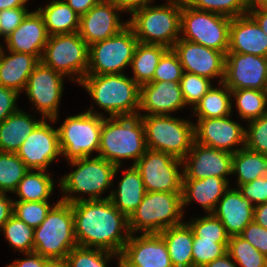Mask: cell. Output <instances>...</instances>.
I'll list each match as a JSON object with an SVG mask.
<instances>
[{"instance_id":"obj_1","label":"cell","mask_w":267,"mask_h":267,"mask_svg":"<svg viewBox=\"0 0 267 267\" xmlns=\"http://www.w3.org/2000/svg\"><path fill=\"white\" fill-rule=\"evenodd\" d=\"M71 205L78 246L99 248L120 255L131 233L128 218L111 200H81Z\"/></svg>"},{"instance_id":"obj_2","label":"cell","mask_w":267,"mask_h":267,"mask_svg":"<svg viewBox=\"0 0 267 267\" xmlns=\"http://www.w3.org/2000/svg\"><path fill=\"white\" fill-rule=\"evenodd\" d=\"M140 115L104 117L98 155L116 166L132 159L134 165L147 151ZM122 161V162H121Z\"/></svg>"},{"instance_id":"obj_3","label":"cell","mask_w":267,"mask_h":267,"mask_svg":"<svg viewBox=\"0 0 267 267\" xmlns=\"http://www.w3.org/2000/svg\"><path fill=\"white\" fill-rule=\"evenodd\" d=\"M67 163L76 169L60 177L58 187L65 194L60 200L71 204L81 200H104L101 195L113 187L114 177L121 168L99 156L76 159ZM79 193L88 194L89 198L79 197Z\"/></svg>"},{"instance_id":"obj_4","label":"cell","mask_w":267,"mask_h":267,"mask_svg":"<svg viewBox=\"0 0 267 267\" xmlns=\"http://www.w3.org/2000/svg\"><path fill=\"white\" fill-rule=\"evenodd\" d=\"M79 85L109 117L138 115L140 86L124 73L86 75Z\"/></svg>"},{"instance_id":"obj_5","label":"cell","mask_w":267,"mask_h":267,"mask_svg":"<svg viewBox=\"0 0 267 267\" xmlns=\"http://www.w3.org/2000/svg\"><path fill=\"white\" fill-rule=\"evenodd\" d=\"M163 5H147L135 10L128 25L139 43L161 44L168 48L180 39L183 0H167Z\"/></svg>"},{"instance_id":"obj_6","label":"cell","mask_w":267,"mask_h":267,"mask_svg":"<svg viewBox=\"0 0 267 267\" xmlns=\"http://www.w3.org/2000/svg\"><path fill=\"white\" fill-rule=\"evenodd\" d=\"M33 238L34 252L47 259L66 258L78 245L71 203L59 199L43 222L34 228Z\"/></svg>"},{"instance_id":"obj_7","label":"cell","mask_w":267,"mask_h":267,"mask_svg":"<svg viewBox=\"0 0 267 267\" xmlns=\"http://www.w3.org/2000/svg\"><path fill=\"white\" fill-rule=\"evenodd\" d=\"M182 192H146L128 218L131 234H159L183 223ZM182 219V220H181Z\"/></svg>"},{"instance_id":"obj_8","label":"cell","mask_w":267,"mask_h":267,"mask_svg":"<svg viewBox=\"0 0 267 267\" xmlns=\"http://www.w3.org/2000/svg\"><path fill=\"white\" fill-rule=\"evenodd\" d=\"M148 149L183 160L194 142V122L171 115H140Z\"/></svg>"},{"instance_id":"obj_9","label":"cell","mask_w":267,"mask_h":267,"mask_svg":"<svg viewBox=\"0 0 267 267\" xmlns=\"http://www.w3.org/2000/svg\"><path fill=\"white\" fill-rule=\"evenodd\" d=\"M67 117L59 126V146L67 162L90 157L99 151L103 119L106 115L93 110Z\"/></svg>"},{"instance_id":"obj_10","label":"cell","mask_w":267,"mask_h":267,"mask_svg":"<svg viewBox=\"0 0 267 267\" xmlns=\"http://www.w3.org/2000/svg\"><path fill=\"white\" fill-rule=\"evenodd\" d=\"M230 23L229 17L195 9L183 0L180 39L227 54Z\"/></svg>"},{"instance_id":"obj_11","label":"cell","mask_w":267,"mask_h":267,"mask_svg":"<svg viewBox=\"0 0 267 267\" xmlns=\"http://www.w3.org/2000/svg\"><path fill=\"white\" fill-rule=\"evenodd\" d=\"M41 61L64 76H71L69 80L80 83L88 71L89 45L78 32L52 35Z\"/></svg>"},{"instance_id":"obj_12","label":"cell","mask_w":267,"mask_h":267,"mask_svg":"<svg viewBox=\"0 0 267 267\" xmlns=\"http://www.w3.org/2000/svg\"><path fill=\"white\" fill-rule=\"evenodd\" d=\"M138 43L134 30L128 25L118 34L91 44L86 75L123 74L131 65Z\"/></svg>"},{"instance_id":"obj_13","label":"cell","mask_w":267,"mask_h":267,"mask_svg":"<svg viewBox=\"0 0 267 267\" xmlns=\"http://www.w3.org/2000/svg\"><path fill=\"white\" fill-rule=\"evenodd\" d=\"M182 167H181V166ZM146 192H182L183 161L167 153L147 149L134 164Z\"/></svg>"},{"instance_id":"obj_14","label":"cell","mask_w":267,"mask_h":267,"mask_svg":"<svg viewBox=\"0 0 267 267\" xmlns=\"http://www.w3.org/2000/svg\"><path fill=\"white\" fill-rule=\"evenodd\" d=\"M63 74L40 61L27 80L24 91L42 118L56 123L64 89Z\"/></svg>"},{"instance_id":"obj_15","label":"cell","mask_w":267,"mask_h":267,"mask_svg":"<svg viewBox=\"0 0 267 267\" xmlns=\"http://www.w3.org/2000/svg\"><path fill=\"white\" fill-rule=\"evenodd\" d=\"M223 83L230 90L267 91V57L227 52Z\"/></svg>"},{"instance_id":"obj_16","label":"cell","mask_w":267,"mask_h":267,"mask_svg":"<svg viewBox=\"0 0 267 267\" xmlns=\"http://www.w3.org/2000/svg\"><path fill=\"white\" fill-rule=\"evenodd\" d=\"M47 120L43 119L36 126L16 152L29 170H46L58 156H62L58 129Z\"/></svg>"},{"instance_id":"obj_17","label":"cell","mask_w":267,"mask_h":267,"mask_svg":"<svg viewBox=\"0 0 267 267\" xmlns=\"http://www.w3.org/2000/svg\"><path fill=\"white\" fill-rule=\"evenodd\" d=\"M230 117L197 118V123H194V141L232 154L245 147L246 128ZM238 145L240 148H236Z\"/></svg>"},{"instance_id":"obj_18","label":"cell","mask_w":267,"mask_h":267,"mask_svg":"<svg viewBox=\"0 0 267 267\" xmlns=\"http://www.w3.org/2000/svg\"><path fill=\"white\" fill-rule=\"evenodd\" d=\"M181 62L184 72L223 82L226 54L184 39L172 47Z\"/></svg>"},{"instance_id":"obj_19","label":"cell","mask_w":267,"mask_h":267,"mask_svg":"<svg viewBox=\"0 0 267 267\" xmlns=\"http://www.w3.org/2000/svg\"><path fill=\"white\" fill-rule=\"evenodd\" d=\"M232 153L193 142L183 161V179L219 177L229 181Z\"/></svg>"},{"instance_id":"obj_20","label":"cell","mask_w":267,"mask_h":267,"mask_svg":"<svg viewBox=\"0 0 267 267\" xmlns=\"http://www.w3.org/2000/svg\"><path fill=\"white\" fill-rule=\"evenodd\" d=\"M120 12L112 0H101L80 16L78 34L89 46L118 34L128 26V21L120 20Z\"/></svg>"},{"instance_id":"obj_21","label":"cell","mask_w":267,"mask_h":267,"mask_svg":"<svg viewBox=\"0 0 267 267\" xmlns=\"http://www.w3.org/2000/svg\"><path fill=\"white\" fill-rule=\"evenodd\" d=\"M130 234L120 254L119 266L173 267L164 239L159 234Z\"/></svg>"},{"instance_id":"obj_22","label":"cell","mask_w":267,"mask_h":267,"mask_svg":"<svg viewBox=\"0 0 267 267\" xmlns=\"http://www.w3.org/2000/svg\"><path fill=\"white\" fill-rule=\"evenodd\" d=\"M187 107L180 82L152 81L140 86L138 115H171ZM141 111L147 112L146 114Z\"/></svg>"},{"instance_id":"obj_23","label":"cell","mask_w":267,"mask_h":267,"mask_svg":"<svg viewBox=\"0 0 267 267\" xmlns=\"http://www.w3.org/2000/svg\"><path fill=\"white\" fill-rule=\"evenodd\" d=\"M48 38L43 16L35 10L4 41L7 51L32 54L41 61Z\"/></svg>"},{"instance_id":"obj_24","label":"cell","mask_w":267,"mask_h":267,"mask_svg":"<svg viewBox=\"0 0 267 267\" xmlns=\"http://www.w3.org/2000/svg\"><path fill=\"white\" fill-rule=\"evenodd\" d=\"M228 52L267 57V35L249 14L231 18Z\"/></svg>"},{"instance_id":"obj_25","label":"cell","mask_w":267,"mask_h":267,"mask_svg":"<svg viewBox=\"0 0 267 267\" xmlns=\"http://www.w3.org/2000/svg\"><path fill=\"white\" fill-rule=\"evenodd\" d=\"M213 214L230 236L239 235L253 221L254 205L242 196L238 188L229 187L218 201Z\"/></svg>"},{"instance_id":"obj_26","label":"cell","mask_w":267,"mask_h":267,"mask_svg":"<svg viewBox=\"0 0 267 267\" xmlns=\"http://www.w3.org/2000/svg\"><path fill=\"white\" fill-rule=\"evenodd\" d=\"M224 178L207 177L204 179H183L182 208L192 202H198L206 213H213L218 201L229 189V184Z\"/></svg>"},{"instance_id":"obj_27","label":"cell","mask_w":267,"mask_h":267,"mask_svg":"<svg viewBox=\"0 0 267 267\" xmlns=\"http://www.w3.org/2000/svg\"><path fill=\"white\" fill-rule=\"evenodd\" d=\"M0 49V86L16 90L19 94L26 87L27 80L40 60L32 54Z\"/></svg>"},{"instance_id":"obj_28","label":"cell","mask_w":267,"mask_h":267,"mask_svg":"<svg viewBox=\"0 0 267 267\" xmlns=\"http://www.w3.org/2000/svg\"><path fill=\"white\" fill-rule=\"evenodd\" d=\"M122 171L124 175L117 189H112L111 193L104 198L110 199L112 204L129 218L142 202L146 190L140 172L134 165Z\"/></svg>"},{"instance_id":"obj_29","label":"cell","mask_w":267,"mask_h":267,"mask_svg":"<svg viewBox=\"0 0 267 267\" xmlns=\"http://www.w3.org/2000/svg\"><path fill=\"white\" fill-rule=\"evenodd\" d=\"M20 108L0 123V152L16 153L24 140L44 119H33Z\"/></svg>"},{"instance_id":"obj_30","label":"cell","mask_w":267,"mask_h":267,"mask_svg":"<svg viewBox=\"0 0 267 267\" xmlns=\"http://www.w3.org/2000/svg\"><path fill=\"white\" fill-rule=\"evenodd\" d=\"M159 235L166 243L173 267H193V231L186 221L164 229Z\"/></svg>"},{"instance_id":"obj_31","label":"cell","mask_w":267,"mask_h":267,"mask_svg":"<svg viewBox=\"0 0 267 267\" xmlns=\"http://www.w3.org/2000/svg\"><path fill=\"white\" fill-rule=\"evenodd\" d=\"M37 10L43 16L49 36L78 32L80 15L64 0H52Z\"/></svg>"},{"instance_id":"obj_32","label":"cell","mask_w":267,"mask_h":267,"mask_svg":"<svg viewBox=\"0 0 267 267\" xmlns=\"http://www.w3.org/2000/svg\"><path fill=\"white\" fill-rule=\"evenodd\" d=\"M169 48L161 44L138 43L131 61L133 77L139 86L152 82L162 55Z\"/></svg>"},{"instance_id":"obj_33","label":"cell","mask_w":267,"mask_h":267,"mask_svg":"<svg viewBox=\"0 0 267 267\" xmlns=\"http://www.w3.org/2000/svg\"><path fill=\"white\" fill-rule=\"evenodd\" d=\"M267 173V155L246 147L232 155V175L236 174L237 187L264 177Z\"/></svg>"},{"instance_id":"obj_34","label":"cell","mask_w":267,"mask_h":267,"mask_svg":"<svg viewBox=\"0 0 267 267\" xmlns=\"http://www.w3.org/2000/svg\"><path fill=\"white\" fill-rule=\"evenodd\" d=\"M212 86L201 100L191 108L197 118H220L232 116L231 90L223 83ZM221 86V87H220Z\"/></svg>"},{"instance_id":"obj_35","label":"cell","mask_w":267,"mask_h":267,"mask_svg":"<svg viewBox=\"0 0 267 267\" xmlns=\"http://www.w3.org/2000/svg\"><path fill=\"white\" fill-rule=\"evenodd\" d=\"M54 183L48 170H29L13 192L19 198L15 201H48Z\"/></svg>"},{"instance_id":"obj_36","label":"cell","mask_w":267,"mask_h":267,"mask_svg":"<svg viewBox=\"0 0 267 267\" xmlns=\"http://www.w3.org/2000/svg\"><path fill=\"white\" fill-rule=\"evenodd\" d=\"M239 117L247 122L267 114V91L257 89L231 90Z\"/></svg>"},{"instance_id":"obj_37","label":"cell","mask_w":267,"mask_h":267,"mask_svg":"<svg viewBox=\"0 0 267 267\" xmlns=\"http://www.w3.org/2000/svg\"><path fill=\"white\" fill-rule=\"evenodd\" d=\"M227 253L237 267H267V256L239 235L230 236Z\"/></svg>"},{"instance_id":"obj_38","label":"cell","mask_w":267,"mask_h":267,"mask_svg":"<svg viewBox=\"0 0 267 267\" xmlns=\"http://www.w3.org/2000/svg\"><path fill=\"white\" fill-rule=\"evenodd\" d=\"M1 232L9 245L19 253L34 252V228L12 215L3 225Z\"/></svg>"},{"instance_id":"obj_39","label":"cell","mask_w":267,"mask_h":267,"mask_svg":"<svg viewBox=\"0 0 267 267\" xmlns=\"http://www.w3.org/2000/svg\"><path fill=\"white\" fill-rule=\"evenodd\" d=\"M28 171L16 153L0 152V193H13Z\"/></svg>"},{"instance_id":"obj_40","label":"cell","mask_w":267,"mask_h":267,"mask_svg":"<svg viewBox=\"0 0 267 267\" xmlns=\"http://www.w3.org/2000/svg\"><path fill=\"white\" fill-rule=\"evenodd\" d=\"M113 257L118 259L119 267L120 255L99 248L77 245L68 253L66 260L69 267H109L107 263L113 259Z\"/></svg>"},{"instance_id":"obj_41","label":"cell","mask_w":267,"mask_h":267,"mask_svg":"<svg viewBox=\"0 0 267 267\" xmlns=\"http://www.w3.org/2000/svg\"><path fill=\"white\" fill-rule=\"evenodd\" d=\"M189 6L229 18L248 14L249 0H184Z\"/></svg>"},{"instance_id":"obj_42","label":"cell","mask_w":267,"mask_h":267,"mask_svg":"<svg viewBox=\"0 0 267 267\" xmlns=\"http://www.w3.org/2000/svg\"><path fill=\"white\" fill-rule=\"evenodd\" d=\"M228 242L229 240L202 239L193 233V267H203L205 264L224 256L227 253Z\"/></svg>"},{"instance_id":"obj_43","label":"cell","mask_w":267,"mask_h":267,"mask_svg":"<svg viewBox=\"0 0 267 267\" xmlns=\"http://www.w3.org/2000/svg\"><path fill=\"white\" fill-rule=\"evenodd\" d=\"M49 201H14L13 215L33 228L38 227L55 205Z\"/></svg>"},{"instance_id":"obj_44","label":"cell","mask_w":267,"mask_h":267,"mask_svg":"<svg viewBox=\"0 0 267 267\" xmlns=\"http://www.w3.org/2000/svg\"><path fill=\"white\" fill-rule=\"evenodd\" d=\"M193 233L202 239L208 240H229L230 235L221 221L213 214L207 213L206 216L192 219L187 222Z\"/></svg>"},{"instance_id":"obj_45","label":"cell","mask_w":267,"mask_h":267,"mask_svg":"<svg viewBox=\"0 0 267 267\" xmlns=\"http://www.w3.org/2000/svg\"><path fill=\"white\" fill-rule=\"evenodd\" d=\"M211 82L209 78L183 72L180 87L185 104L194 107L212 87Z\"/></svg>"},{"instance_id":"obj_46","label":"cell","mask_w":267,"mask_h":267,"mask_svg":"<svg viewBox=\"0 0 267 267\" xmlns=\"http://www.w3.org/2000/svg\"><path fill=\"white\" fill-rule=\"evenodd\" d=\"M245 129V147L267 155V114L247 122Z\"/></svg>"},{"instance_id":"obj_47","label":"cell","mask_w":267,"mask_h":267,"mask_svg":"<svg viewBox=\"0 0 267 267\" xmlns=\"http://www.w3.org/2000/svg\"><path fill=\"white\" fill-rule=\"evenodd\" d=\"M183 68L177 54L169 48L161 57L152 81L180 82Z\"/></svg>"},{"instance_id":"obj_48","label":"cell","mask_w":267,"mask_h":267,"mask_svg":"<svg viewBox=\"0 0 267 267\" xmlns=\"http://www.w3.org/2000/svg\"><path fill=\"white\" fill-rule=\"evenodd\" d=\"M30 11L27 7L9 8L0 11V33L3 38L12 33Z\"/></svg>"},{"instance_id":"obj_49","label":"cell","mask_w":267,"mask_h":267,"mask_svg":"<svg viewBox=\"0 0 267 267\" xmlns=\"http://www.w3.org/2000/svg\"><path fill=\"white\" fill-rule=\"evenodd\" d=\"M236 188H238L242 196L245 199H248L254 206L267 203V188L264 177L258 178L249 183L241 184Z\"/></svg>"},{"instance_id":"obj_50","label":"cell","mask_w":267,"mask_h":267,"mask_svg":"<svg viewBox=\"0 0 267 267\" xmlns=\"http://www.w3.org/2000/svg\"><path fill=\"white\" fill-rule=\"evenodd\" d=\"M244 240L248 241L253 247L267 256V229L258 225L254 220L250 222L239 234Z\"/></svg>"},{"instance_id":"obj_51","label":"cell","mask_w":267,"mask_h":267,"mask_svg":"<svg viewBox=\"0 0 267 267\" xmlns=\"http://www.w3.org/2000/svg\"><path fill=\"white\" fill-rule=\"evenodd\" d=\"M19 96L16 90L0 86V123L19 109L16 104Z\"/></svg>"},{"instance_id":"obj_52","label":"cell","mask_w":267,"mask_h":267,"mask_svg":"<svg viewBox=\"0 0 267 267\" xmlns=\"http://www.w3.org/2000/svg\"><path fill=\"white\" fill-rule=\"evenodd\" d=\"M24 255V259L14 260L13 263L6 267H45L47 258H44L36 252L24 253Z\"/></svg>"},{"instance_id":"obj_53","label":"cell","mask_w":267,"mask_h":267,"mask_svg":"<svg viewBox=\"0 0 267 267\" xmlns=\"http://www.w3.org/2000/svg\"><path fill=\"white\" fill-rule=\"evenodd\" d=\"M14 200L7 196V193H0V231L3 225L13 215Z\"/></svg>"},{"instance_id":"obj_54","label":"cell","mask_w":267,"mask_h":267,"mask_svg":"<svg viewBox=\"0 0 267 267\" xmlns=\"http://www.w3.org/2000/svg\"><path fill=\"white\" fill-rule=\"evenodd\" d=\"M123 12L133 13L135 10L150 5L154 0H112Z\"/></svg>"},{"instance_id":"obj_55","label":"cell","mask_w":267,"mask_h":267,"mask_svg":"<svg viewBox=\"0 0 267 267\" xmlns=\"http://www.w3.org/2000/svg\"><path fill=\"white\" fill-rule=\"evenodd\" d=\"M74 12L78 15L87 13L93 6L97 5L101 0H64Z\"/></svg>"},{"instance_id":"obj_56","label":"cell","mask_w":267,"mask_h":267,"mask_svg":"<svg viewBox=\"0 0 267 267\" xmlns=\"http://www.w3.org/2000/svg\"><path fill=\"white\" fill-rule=\"evenodd\" d=\"M248 14L257 22L267 35V7H250Z\"/></svg>"},{"instance_id":"obj_57","label":"cell","mask_w":267,"mask_h":267,"mask_svg":"<svg viewBox=\"0 0 267 267\" xmlns=\"http://www.w3.org/2000/svg\"><path fill=\"white\" fill-rule=\"evenodd\" d=\"M253 220L267 229V203L254 206Z\"/></svg>"},{"instance_id":"obj_58","label":"cell","mask_w":267,"mask_h":267,"mask_svg":"<svg viewBox=\"0 0 267 267\" xmlns=\"http://www.w3.org/2000/svg\"><path fill=\"white\" fill-rule=\"evenodd\" d=\"M203 267H237L231 256L226 253L224 256L205 264Z\"/></svg>"},{"instance_id":"obj_59","label":"cell","mask_w":267,"mask_h":267,"mask_svg":"<svg viewBox=\"0 0 267 267\" xmlns=\"http://www.w3.org/2000/svg\"><path fill=\"white\" fill-rule=\"evenodd\" d=\"M28 0H0V11L9 8L26 7Z\"/></svg>"},{"instance_id":"obj_60","label":"cell","mask_w":267,"mask_h":267,"mask_svg":"<svg viewBox=\"0 0 267 267\" xmlns=\"http://www.w3.org/2000/svg\"><path fill=\"white\" fill-rule=\"evenodd\" d=\"M45 267H69L66 258L63 259H47Z\"/></svg>"},{"instance_id":"obj_61","label":"cell","mask_w":267,"mask_h":267,"mask_svg":"<svg viewBox=\"0 0 267 267\" xmlns=\"http://www.w3.org/2000/svg\"><path fill=\"white\" fill-rule=\"evenodd\" d=\"M250 7H267V0H249Z\"/></svg>"},{"instance_id":"obj_62","label":"cell","mask_w":267,"mask_h":267,"mask_svg":"<svg viewBox=\"0 0 267 267\" xmlns=\"http://www.w3.org/2000/svg\"><path fill=\"white\" fill-rule=\"evenodd\" d=\"M265 180H266V188H267V173L266 175L264 176Z\"/></svg>"},{"instance_id":"obj_63","label":"cell","mask_w":267,"mask_h":267,"mask_svg":"<svg viewBox=\"0 0 267 267\" xmlns=\"http://www.w3.org/2000/svg\"><path fill=\"white\" fill-rule=\"evenodd\" d=\"M119 267H139V266H119Z\"/></svg>"}]
</instances>
